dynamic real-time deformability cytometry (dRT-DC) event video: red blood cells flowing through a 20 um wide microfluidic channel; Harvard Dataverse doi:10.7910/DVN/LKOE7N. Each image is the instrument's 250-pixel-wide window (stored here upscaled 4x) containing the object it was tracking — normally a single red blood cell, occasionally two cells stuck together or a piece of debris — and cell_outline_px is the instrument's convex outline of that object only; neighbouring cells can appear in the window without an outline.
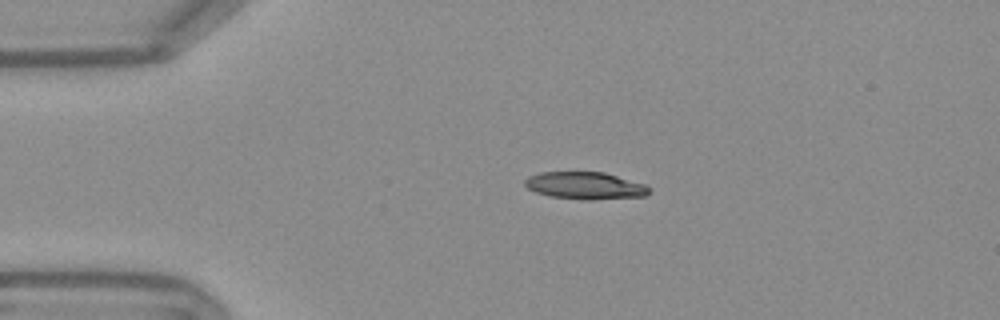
{"species": "Egyptian fruit bat (a non-hibernating species)", "species_latin": "Rousettus aegyptiacus", "temperature_condition": "warm", "stored_images_in_passage": 43, "camera_frame_rate_fps": 3000, "um_per_image_px": 0.085, "frame": {"image": 1, "passage_image": 1, "time_ms": 0.0, "image_size_px": [1000, 320], "cell_outline_px": [[648, 192], [644, 196], [592, 200], [584, 200], [548, 196], [536, 192], [528, 188], [524, 184], [524, 180], [528, 176], [540, 172], [604, 172], [644, 184], [648, 188]], "centroid_in_image_um": [49.68, 15.78], "position_along_channel_um": 35.3, "area_um2": 19.65}}
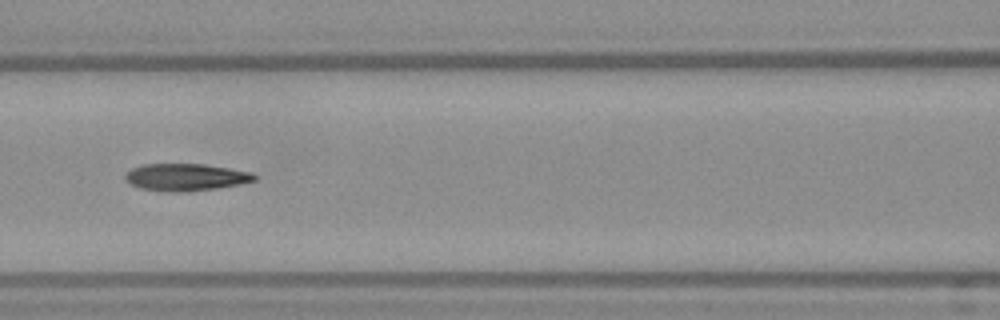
{"frame": {"image": 2, "passage_image": 13, "time_ms": 4.0, "image_size_px": [1000, 320], "cell_outline_px": [[256, 180], [216, 188], [188, 192], [168, 192], [140, 188], [124, 180], [124, 176], [132, 168], [144, 164], [204, 164], [252, 172], [256, 176]], "centroid_in_image_um": [15.76, 15.06], "position_along_channel_um": 150.8, "area_um2": 20.35}}
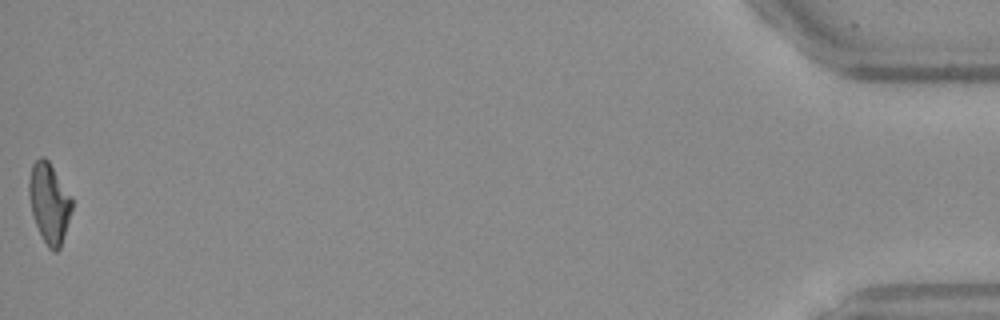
{"frame": {"image": 3, "passage_image": 43, "time_ms": 14.0, "image_size_px": [1000, 320], "cell_outline_px": [[72, 208], [60, 248], [56, 252], [52, 252], [48, 248], [36, 224], [32, 212], [28, 196], [28, 180], [32, 164], [40, 156], [44, 156], [48, 160], [72, 196]], "centroid_in_image_um": [4.17, 17.22], "position_along_channel_um": 431.0, "area_um2": 20.0}, "authors_computed_cell_mechanics": {"area_um2": 20.3456, "velocity_mm_per_s": 3.8067, "shape_relaxation_time_tau1_ms": 10.8853, "shape_relaxation_time_tau2_ms": 3.8575, "deformation_change_tau1": 0.2956, "deformation_change_tau2": 0.1257}}